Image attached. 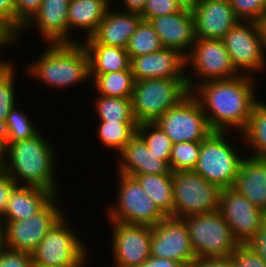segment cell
Wrapping results in <instances>:
<instances>
[{
    "label": "cell",
    "mask_w": 266,
    "mask_h": 267,
    "mask_svg": "<svg viewBox=\"0 0 266 267\" xmlns=\"http://www.w3.org/2000/svg\"><path fill=\"white\" fill-rule=\"evenodd\" d=\"M98 96V97H97ZM93 99V108L100 121L108 122H136L131 98H116L97 95Z\"/></svg>",
    "instance_id": "f546056e"
},
{
    "label": "cell",
    "mask_w": 266,
    "mask_h": 267,
    "mask_svg": "<svg viewBox=\"0 0 266 267\" xmlns=\"http://www.w3.org/2000/svg\"><path fill=\"white\" fill-rule=\"evenodd\" d=\"M181 9L175 0H146L140 16L142 20L149 21L154 17L177 13Z\"/></svg>",
    "instance_id": "74e56055"
},
{
    "label": "cell",
    "mask_w": 266,
    "mask_h": 267,
    "mask_svg": "<svg viewBox=\"0 0 266 267\" xmlns=\"http://www.w3.org/2000/svg\"><path fill=\"white\" fill-rule=\"evenodd\" d=\"M192 267H236L233 259L228 257L197 258Z\"/></svg>",
    "instance_id": "f6af8a7d"
},
{
    "label": "cell",
    "mask_w": 266,
    "mask_h": 267,
    "mask_svg": "<svg viewBox=\"0 0 266 267\" xmlns=\"http://www.w3.org/2000/svg\"><path fill=\"white\" fill-rule=\"evenodd\" d=\"M90 79L91 85L98 92L96 94L116 98H131L135 85L131 68L107 74L90 75Z\"/></svg>",
    "instance_id": "f1b7e54d"
},
{
    "label": "cell",
    "mask_w": 266,
    "mask_h": 267,
    "mask_svg": "<svg viewBox=\"0 0 266 267\" xmlns=\"http://www.w3.org/2000/svg\"><path fill=\"white\" fill-rule=\"evenodd\" d=\"M137 134L144 140L150 151L169 163L173 143L156 123L139 124Z\"/></svg>",
    "instance_id": "e575fe53"
},
{
    "label": "cell",
    "mask_w": 266,
    "mask_h": 267,
    "mask_svg": "<svg viewBox=\"0 0 266 267\" xmlns=\"http://www.w3.org/2000/svg\"><path fill=\"white\" fill-rule=\"evenodd\" d=\"M258 23L260 26V30L262 33V38H263L265 50H266V11L263 14V16L261 17V19L258 21Z\"/></svg>",
    "instance_id": "f5cc1de1"
},
{
    "label": "cell",
    "mask_w": 266,
    "mask_h": 267,
    "mask_svg": "<svg viewBox=\"0 0 266 267\" xmlns=\"http://www.w3.org/2000/svg\"><path fill=\"white\" fill-rule=\"evenodd\" d=\"M19 41V34L0 17V51L4 48L16 45Z\"/></svg>",
    "instance_id": "ee69618b"
},
{
    "label": "cell",
    "mask_w": 266,
    "mask_h": 267,
    "mask_svg": "<svg viewBox=\"0 0 266 267\" xmlns=\"http://www.w3.org/2000/svg\"><path fill=\"white\" fill-rule=\"evenodd\" d=\"M254 79L238 75L231 79L208 81L191 92L201 104L212 131L235 134L245 129L254 106L260 101L255 93Z\"/></svg>",
    "instance_id": "6da1fadb"
},
{
    "label": "cell",
    "mask_w": 266,
    "mask_h": 267,
    "mask_svg": "<svg viewBox=\"0 0 266 267\" xmlns=\"http://www.w3.org/2000/svg\"><path fill=\"white\" fill-rule=\"evenodd\" d=\"M182 219L197 258L228 257L239 245L219 210Z\"/></svg>",
    "instance_id": "8992f818"
},
{
    "label": "cell",
    "mask_w": 266,
    "mask_h": 267,
    "mask_svg": "<svg viewBox=\"0 0 266 267\" xmlns=\"http://www.w3.org/2000/svg\"><path fill=\"white\" fill-rule=\"evenodd\" d=\"M56 195L40 212L27 219L3 222L7 248L32 253L47 232L66 214Z\"/></svg>",
    "instance_id": "4fadbf2b"
},
{
    "label": "cell",
    "mask_w": 266,
    "mask_h": 267,
    "mask_svg": "<svg viewBox=\"0 0 266 267\" xmlns=\"http://www.w3.org/2000/svg\"><path fill=\"white\" fill-rule=\"evenodd\" d=\"M130 68L135 81L152 78H186L185 57L170 48L131 58Z\"/></svg>",
    "instance_id": "d6986e66"
},
{
    "label": "cell",
    "mask_w": 266,
    "mask_h": 267,
    "mask_svg": "<svg viewBox=\"0 0 266 267\" xmlns=\"http://www.w3.org/2000/svg\"><path fill=\"white\" fill-rule=\"evenodd\" d=\"M155 123L173 144L202 142L212 132L201 104L191 93Z\"/></svg>",
    "instance_id": "7c38bea8"
},
{
    "label": "cell",
    "mask_w": 266,
    "mask_h": 267,
    "mask_svg": "<svg viewBox=\"0 0 266 267\" xmlns=\"http://www.w3.org/2000/svg\"><path fill=\"white\" fill-rule=\"evenodd\" d=\"M16 76L13 62L5 63L0 67V129L4 127L7 116L17 104L15 93Z\"/></svg>",
    "instance_id": "836d02e7"
},
{
    "label": "cell",
    "mask_w": 266,
    "mask_h": 267,
    "mask_svg": "<svg viewBox=\"0 0 266 267\" xmlns=\"http://www.w3.org/2000/svg\"><path fill=\"white\" fill-rule=\"evenodd\" d=\"M0 267H34L32 254L6 248L0 254Z\"/></svg>",
    "instance_id": "60d3db41"
},
{
    "label": "cell",
    "mask_w": 266,
    "mask_h": 267,
    "mask_svg": "<svg viewBox=\"0 0 266 267\" xmlns=\"http://www.w3.org/2000/svg\"><path fill=\"white\" fill-rule=\"evenodd\" d=\"M190 94L186 78H152L135 81L131 96L137 124L155 123Z\"/></svg>",
    "instance_id": "277c9868"
},
{
    "label": "cell",
    "mask_w": 266,
    "mask_h": 267,
    "mask_svg": "<svg viewBox=\"0 0 266 267\" xmlns=\"http://www.w3.org/2000/svg\"><path fill=\"white\" fill-rule=\"evenodd\" d=\"M7 248L5 237V226L0 220V254Z\"/></svg>",
    "instance_id": "816d5d0a"
},
{
    "label": "cell",
    "mask_w": 266,
    "mask_h": 267,
    "mask_svg": "<svg viewBox=\"0 0 266 267\" xmlns=\"http://www.w3.org/2000/svg\"><path fill=\"white\" fill-rule=\"evenodd\" d=\"M110 6H112V3L114 0H105Z\"/></svg>",
    "instance_id": "9f6ffc18"
},
{
    "label": "cell",
    "mask_w": 266,
    "mask_h": 267,
    "mask_svg": "<svg viewBox=\"0 0 266 267\" xmlns=\"http://www.w3.org/2000/svg\"><path fill=\"white\" fill-rule=\"evenodd\" d=\"M109 7L105 0H71L68 6V43L78 42V38L74 40L72 34L76 29L85 32L83 41L90 38Z\"/></svg>",
    "instance_id": "d4e9b609"
},
{
    "label": "cell",
    "mask_w": 266,
    "mask_h": 267,
    "mask_svg": "<svg viewBox=\"0 0 266 267\" xmlns=\"http://www.w3.org/2000/svg\"><path fill=\"white\" fill-rule=\"evenodd\" d=\"M201 142H180L172 145L169 166L172 172L193 171L200 154Z\"/></svg>",
    "instance_id": "d590c367"
},
{
    "label": "cell",
    "mask_w": 266,
    "mask_h": 267,
    "mask_svg": "<svg viewBox=\"0 0 266 267\" xmlns=\"http://www.w3.org/2000/svg\"><path fill=\"white\" fill-rule=\"evenodd\" d=\"M158 209L172 217L173 211V174L133 175Z\"/></svg>",
    "instance_id": "4316f807"
},
{
    "label": "cell",
    "mask_w": 266,
    "mask_h": 267,
    "mask_svg": "<svg viewBox=\"0 0 266 267\" xmlns=\"http://www.w3.org/2000/svg\"><path fill=\"white\" fill-rule=\"evenodd\" d=\"M150 256L182 263L192 267L197 257L192 249L183 219L166 216L151 227Z\"/></svg>",
    "instance_id": "5bb4252c"
},
{
    "label": "cell",
    "mask_w": 266,
    "mask_h": 267,
    "mask_svg": "<svg viewBox=\"0 0 266 267\" xmlns=\"http://www.w3.org/2000/svg\"><path fill=\"white\" fill-rule=\"evenodd\" d=\"M88 255L89 254H87L81 261H78L76 264L67 267H86V264L89 263L88 260L90 259Z\"/></svg>",
    "instance_id": "db71d44e"
},
{
    "label": "cell",
    "mask_w": 266,
    "mask_h": 267,
    "mask_svg": "<svg viewBox=\"0 0 266 267\" xmlns=\"http://www.w3.org/2000/svg\"><path fill=\"white\" fill-rule=\"evenodd\" d=\"M219 211L239 244H247L266 219L265 212L232 187L222 189Z\"/></svg>",
    "instance_id": "9a60e30c"
},
{
    "label": "cell",
    "mask_w": 266,
    "mask_h": 267,
    "mask_svg": "<svg viewBox=\"0 0 266 267\" xmlns=\"http://www.w3.org/2000/svg\"><path fill=\"white\" fill-rule=\"evenodd\" d=\"M68 6L65 0H42L38 12L22 28L19 40L22 33L36 27L47 44L68 43Z\"/></svg>",
    "instance_id": "ffe728a7"
},
{
    "label": "cell",
    "mask_w": 266,
    "mask_h": 267,
    "mask_svg": "<svg viewBox=\"0 0 266 267\" xmlns=\"http://www.w3.org/2000/svg\"><path fill=\"white\" fill-rule=\"evenodd\" d=\"M112 267H139L150 257L151 226L109 221Z\"/></svg>",
    "instance_id": "2e32d148"
},
{
    "label": "cell",
    "mask_w": 266,
    "mask_h": 267,
    "mask_svg": "<svg viewBox=\"0 0 266 267\" xmlns=\"http://www.w3.org/2000/svg\"><path fill=\"white\" fill-rule=\"evenodd\" d=\"M117 157V172L121 174H173L169 163L150 151L138 134L125 144Z\"/></svg>",
    "instance_id": "44dd1931"
},
{
    "label": "cell",
    "mask_w": 266,
    "mask_h": 267,
    "mask_svg": "<svg viewBox=\"0 0 266 267\" xmlns=\"http://www.w3.org/2000/svg\"><path fill=\"white\" fill-rule=\"evenodd\" d=\"M88 58L90 75L128 70L130 58L126 49L104 44H83Z\"/></svg>",
    "instance_id": "484cf974"
},
{
    "label": "cell",
    "mask_w": 266,
    "mask_h": 267,
    "mask_svg": "<svg viewBox=\"0 0 266 267\" xmlns=\"http://www.w3.org/2000/svg\"><path fill=\"white\" fill-rule=\"evenodd\" d=\"M163 48L158 34L149 21L141 20L129 39L126 51L131 59L160 51Z\"/></svg>",
    "instance_id": "1f68e13d"
},
{
    "label": "cell",
    "mask_w": 266,
    "mask_h": 267,
    "mask_svg": "<svg viewBox=\"0 0 266 267\" xmlns=\"http://www.w3.org/2000/svg\"><path fill=\"white\" fill-rule=\"evenodd\" d=\"M56 195L34 186L17 185L10 193L2 222L27 219L40 212Z\"/></svg>",
    "instance_id": "cb8c5ba5"
},
{
    "label": "cell",
    "mask_w": 266,
    "mask_h": 267,
    "mask_svg": "<svg viewBox=\"0 0 266 267\" xmlns=\"http://www.w3.org/2000/svg\"><path fill=\"white\" fill-rule=\"evenodd\" d=\"M183 9L193 10L199 0H175Z\"/></svg>",
    "instance_id": "f907efd6"
},
{
    "label": "cell",
    "mask_w": 266,
    "mask_h": 267,
    "mask_svg": "<svg viewBox=\"0 0 266 267\" xmlns=\"http://www.w3.org/2000/svg\"><path fill=\"white\" fill-rule=\"evenodd\" d=\"M231 135V132L212 131L201 142L199 158L193 170L221 189L233 186L245 157L239 153L237 145L233 141L231 143Z\"/></svg>",
    "instance_id": "5b68a950"
},
{
    "label": "cell",
    "mask_w": 266,
    "mask_h": 267,
    "mask_svg": "<svg viewBox=\"0 0 266 267\" xmlns=\"http://www.w3.org/2000/svg\"><path fill=\"white\" fill-rule=\"evenodd\" d=\"M221 191L195 171L173 172L172 217L182 219L219 210Z\"/></svg>",
    "instance_id": "ba28073f"
},
{
    "label": "cell",
    "mask_w": 266,
    "mask_h": 267,
    "mask_svg": "<svg viewBox=\"0 0 266 267\" xmlns=\"http://www.w3.org/2000/svg\"><path fill=\"white\" fill-rule=\"evenodd\" d=\"M117 174L116 201L106 208L108 221L152 227L166 217L133 176Z\"/></svg>",
    "instance_id": "52a82bcc"
},
{
    "label": "cell",
    "mask_w": 266,
    "mask_h": 267,
    "mask_svg": "<svg viewBox=\"0 0 266 267\" xmlns=\"http://www.w3.org/2000/svg\"><path fill=\"white\" fill-rule=\"evenodd\" d=\"M6 150H7L6 138L3 131L0 129V169H2L6 160Z\"/></svg>",
    "instance_id": "681fc988"
},
{
    "label": "cell",
    "mask_w": 266,
    "mask_h": 267,
    "mask_svg": "<svg viewBox=\"0 0 266 267\" xmlns=\"http://www.w3.org/2000/svg\"><path fill=\"white\" fill-rule=\"evenodd\" d=\"M17 186L16 182L3 169H0V217L4 214L10 193Z\"/></svg>",
    "instance_id": "b9f144b4"
},
{
    "label": "cell",
    "mask_w": 266,
    "mask_h": 267,
    "mask_svg": "<svg viewBox=\"0 0 266 267\" xmlns=\"http://www.w3.org/2000/svg\"><path fill=\"white\" fill-rule=\"evenodd\" d=\"M111 8L106 11L95 33L82 44H104L126 49L142 17L139 13Z\"/></svg>",
    "instance_id": "7402d4cb"
},
{
    "label": "cell",
    "mask_w": 266,
    "mask_h": 267,
    "mask_svg": "<svg viewBox=\"0 0 266 267\" xmlns=\"http://www.w3.org/2000/svg\"><path fill=\"white\" fill-rule=\"evenodd\" d=\"M8 62H12V61H11V60H8V59L3 60V59L1 58V59H0V67H1L3 64L8 63Z\"/></svg>",
    "instance_id": "11a10c76"
},
{
    "label": "cell",
    "mask_w": 266,
    "mask_h": 267,
    "mask_svg": "<svg viewBox=\"0 0 266 267\" xmlns=\"http://www.w3.org/2000/svg\"><path fill=\"white\" fill-rule=\"evenodd\" d=\"M242 21H259L266 11V0H228Z\"/></svg>",
    "instance_id": "8d00e7d4"
},
{
    "label": "cell",
    "mask_w": 266,
    "mask_h": 267,
    "mask_svg": "<svg viewBox=\"0 0 266 267\" xmlns=\"http://www.w3.org/2000/svg\"><path fill=\"white\" fill-rule=\"evenodd\" d=\"M231 63L239 75H260L266 71V50L259 23L240 20L222 39Z\"/></svg>",
    "instance_id": "30bf717a"
},
{
    "label": "cell",
    "mask_w": 266,
    "mask_h": 267,
    "mask_svg": "<svg viewBox=\"0 0 266 267\" xmlns=\"http://www.w3.org/2000/svg\"><path fill=\"white\" fill-rule=\"evenodd\" d=\"M232 188L266 213V159L245 155Z\"/></svg>",
    "instance_id": "603a6c76"
},
{
    "label": "cell",
    "mask_w": 266,
    "mask_h": 267,
    "mask_svg": "<svg viewBox=\"0 0 266 267\" xmlns=\"http://www.w3.org/2000/svg\"><path fill=\"white\" fill-rule=\"evenodd\" d=\"M246 245L256 252L266 263V219L261 224L260 230Z\"/></svg>",
    "instance_id": "7bdbcfd3"
},
{
    "label": "cell",
    "mask_w": 266,
    "mask_h": 267,
    "mask_svg": "<svg viewBox=\"0 0 266 267\" xmlns=\"http://www.w3.org/2000/svg\"><path fill=\"white\" fill-rule=\"evenodd\" d=\"M195 39H223L240 19L228 0H199L192 10Z\"/></svg>",
    "instance_id": "e0dca14e"
},
{
    "label": "cell",
    "mask_w": 266,
    "mask_h": 267,
    "mask_svg": "<svg viewBox=\"0 0 266 267\" xmlns=\"http://www.w3.org/2000/svg\"><path fill=\"white\" fill-rule=\"evenodd\" d=\"M15 2V31L20 34L22 28L33 18L40 9L42 0H14Z\"/></svg>",
    "instance_id": "f35d334b"
},
{
    "label": "cell",
    "mask_w": 266,
    "mask_h": 267,
    "mask_svg": "<svg viewBox=\"0 0 266 267\" xmlns=\"http://www.w3.org/2000/svg\"><path fill=\"white\" fill-rule=\"evenodd\" d=\"M121 3L123 4V11L126 12H134V13H139L141 14L146 0H120Z\"/></svg>",
    "instance_id": "c3c4849f"
},
{
    "label": "cell",
    "mask_w": 266,
    "mask_h": 267,
    "mask_svg": "<svg viewBox=\"0 0 266 267\" xmlns=\"http://www.w3.org/2000/svg\"><path fill=\"white\" fill-rule=\"evenodd\" d=\"M97 128L99 142L106 149L119 152L137 134V122L100 121Z\"/></svg>",
    "instance_id": "4dcf8cb0"
},
{
    "label": "cell",
    "mask_w": 266,
    "mask_h": 267,
    "mask_svg": "<svg viewBox=\"0 0 266 267\" xmlns=\"http://www.w3.org/2000/svg\"><path fill=\"white\" fill-rule=\"evenodd\" d=\"M139 267H185L182 263L159 257L150 256Z\"/></svg>",
    "instance_id": "7dc6e473"
},
{
    "label": "cell",
    "mask_w": 266,
    "mask_h": 267,
    "mask_svg": "<svg viewBox=\"0 0 266 267\" xmlns=\"http://www.w3.org/2000/svg\"><path fill=\"white\" fill-rule=\"evenodd\" d=\"M230 257L236 267H266L264 260L246 244H239Z\"/></svg>",
    "instance_id": "ab89813d"
},
{
    "label": "cell",
    "mask_w": 266,
    "mask_h": 267,
    "mask_svg": "<svg viewBox=\"0 0 266 267\" xmlns=\"http://www.w3.org/2000/svg\"><path fill=\"white\" fill-rule=\"evenodd\" d=\"M66 216L47 232L31 253L34 267H67L88 254L84 238L69 227Z\"/></svg>",
    "instance_id": "8fae6325"
},
{
    "label": "cell",
    "mask_w": 266,
    "mask_h": 267,
    "mask_svg": "<svg viewBox=\"0 0 266 267\" xmlns=\"http://www.w3.org/2000/svg\"><path fill=\"white\" fill-rule=\"evenodd\" d=\"M41 132L21 141L6 143V160L2 169L17 185L39 187L59 195L61 190L55 173L57 152Z\"/></svg>",
    "instance_id": "7a4b0ae2"
},
{
    "label": "cell",
    "mask_w": 266,
    "mask_h": 267,
    "mask_svg": "<svg viewBox=\"0 0 266 267\" xmlns=\"http://www.w3.org/2000/svg\"><path fill=\"white\" fill-rule=\"evenodd\" d=\"M15 105L7 116L4 127L1 129L5 135L6 143H14L30 137L39 132V129L28 117L23 109Z\"/></svg>",
    "instance_id": "d6a6232c"
},
{
    "label": "cell",
    "mask_w": 266,
    "mask_h": 267,
    "mask_svg": "<svg viewBox=\"0 0 266 267\" xmlns=\"http://www.w3.org/2000/svg\"><path fill=\"white\" fill-rule=\"evenodd\" d=\"M263 101L254 106L245 129L236 135L252 150L251 156L266 159V103Z\"/></svg>",
    "instance_id": "83f0119b"
},
{
    "label": "cell",
    "mask_w": 266,
    "mask_h": 267,
    "mask_svg": "<svg viewBox=\"0 0 266 267\" xmlns=\"http://www.w3.org/2000/svg\"><path fill=\"white\" fill-rule=\"evenodd\" d=\"M164 48L178 51L185 58L195 42L194 16L192 10L181 9L174 14L149 20Z\"/></svg>",
    "instance_id": "ac0fdd59"
},
{
    "label": "cell",
    "mask_w": 266,
    "mask_h": 267,
    "mask_svg": "<svg viewBox=\"0 0 266 267\" xmlns=\"http://www.w3.org/2000/svg\"><path fill=\"white\" fill-rule=\"evenodd\" d=\"M81 42L47 44L48 49L25 66V73L50 89H68L86 80L90 84L89 58Z\"/></svg>",
    "instance_id": "3957f363"
},
{
    "label": "cell",
    "mask_w": 266,
    "mask_h": 267,
    "mask_svg": "<svg viewBox=\"0 0 266 267\" xmlns=\"http://www.w3.org/2000/svg\"><path fill=\"white\" fill-rule=\"evenodd\" d=\"M0 17L15 30V2L14 0H0Z\"/></svg>",
    "instance_id": "bcb514c9"
},
{
    "label": "cell",
    "mask_w": 266,
    "mask_h": 267,
    "mask_svg": "<svg viewBox=\"0 0 266 267\" xmlns=\"http://www.w3.org/2000/svg\"><path fill=\"white\" fill-rule=\"evenodd\" d=\"M185 62V72L188 67L191 69L186 73L190 93L204 82L231 79L239 75L221 39H195Z\"/></svg>",
    "instance_id": "9c48e42d"
}]
</instances>
